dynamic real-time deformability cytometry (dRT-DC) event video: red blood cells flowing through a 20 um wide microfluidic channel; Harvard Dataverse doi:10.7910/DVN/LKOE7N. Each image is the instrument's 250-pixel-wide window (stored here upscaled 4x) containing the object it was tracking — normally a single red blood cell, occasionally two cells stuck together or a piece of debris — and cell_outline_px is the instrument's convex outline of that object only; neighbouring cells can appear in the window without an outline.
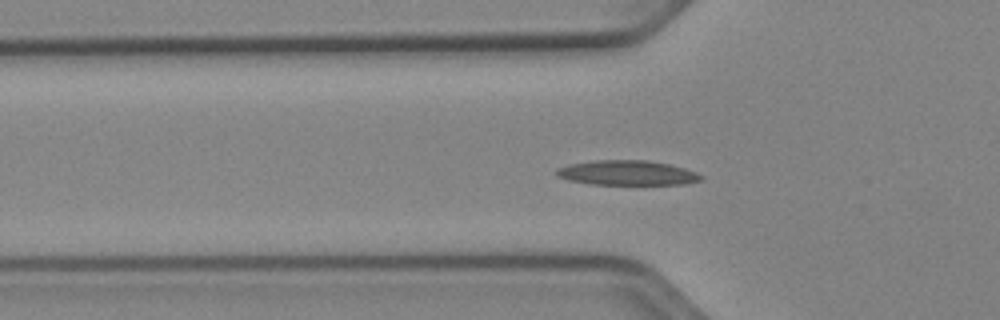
{"species": "Egyptian fruit bat (a non-hibernating species)", "species_latin": "Rousettus aegyptiacus", "temperature_condition": "cold", "stored_images_in_passage": 53, "camera_frame_rate_fps": 3000, "um_per_image_px": 0.085, "animal": {"sex": "female"}, "frame": {"image": 1, "passage_image": 17, "time_ms": 5.333, "image_size_px": [1000, 320], "cell_outline_px": [[704, 180], [684, 184], [592, 184], [568, 180], [556, 176], [556, 168], [568, 164], [592, 160], [648, 160], [668, 164], [684, 168], [696, 172], [704, 176]], "centroid_in_image_um": [53.3, 14.69], "position_along_channel_um": 72.5, "area_um2": 20.98}}
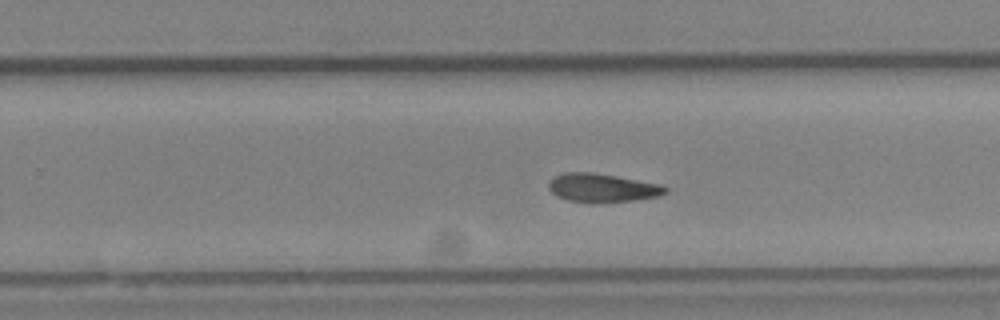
{"frame": {"image": 2, "passage_image": 33, "time_ms": 10.667, "image_size_px": [1000, 320], "cell_outline_px": [[668, 192], [660, 196], [636, 200], [568, 200], [556, 196], [548, 188], [548, 184], [556, 176], [564, 172], [592, 172], [616, 176], [660, 184], [668, 188]], "centroid_in_image_um": [51.23, 15.93], "position_along_channel_um": 278.6, "area_um2": 18.67}}
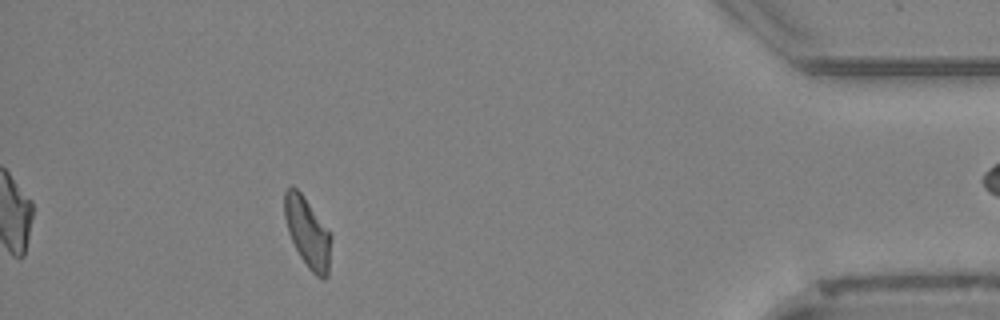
{"frame": {"image": 3, "passage_image": 47, "time_ms": 15.333, "image_size_px": [1000, 320], "cell_outline_px": [[332, 236], [328, 276], [324, 280], [316, 276], [308, 268], [300, 256], [288, 232], [284, 216], [284, 192], [292, 184], [304, 196]], "centroid_in_image_um": [26.14, 19.77], "position_along_channel_um": 409.1, "area_um2": 18.96}}